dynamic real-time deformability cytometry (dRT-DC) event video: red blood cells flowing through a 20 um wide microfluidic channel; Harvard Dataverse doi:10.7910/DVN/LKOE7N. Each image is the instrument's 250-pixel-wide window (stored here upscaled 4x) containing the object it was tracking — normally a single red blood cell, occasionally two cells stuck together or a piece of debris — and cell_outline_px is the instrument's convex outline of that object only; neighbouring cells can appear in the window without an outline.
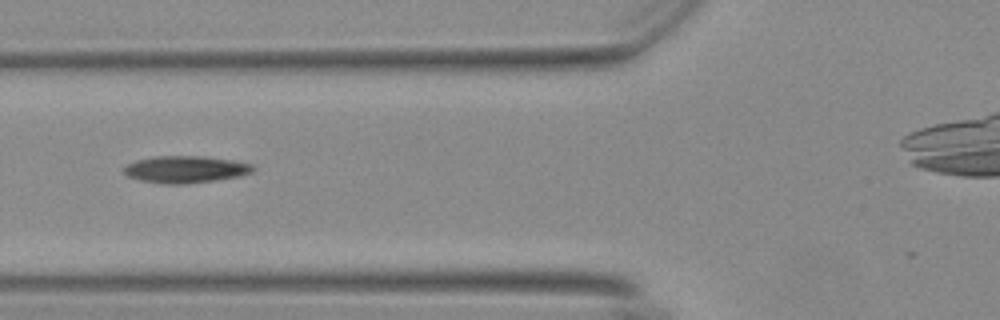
{"species": "Egyptian fruit bat (a non-hibernating species)", "species_latin": "Rousettus aegyptiacus", "temperature_condition": "warm", "stored_images_in_passage": 16, "camera_frame_rate_fps": 3000, "um_per_image_px": 0.085, "animal": {"sex": "female"}, "frame": {"image": 1, "passage_image": 7, "time_ms": 2.0, "image_size_px": [1000, 320], "cell_outline_px": [[256, 168], [252, 172], [236, 176], [216, 180], [184, 184], [164, 184], [140, 180], [128, 176], [124, 172], [124, 168], [128, 164], [136, 160], [152, 156], [204, 156], [232, 160], [252, 164]], "centroid_in_image_um": [15.76, 14.39], "position_along_channel_um": 110.0, "area_um2": 20.23}}
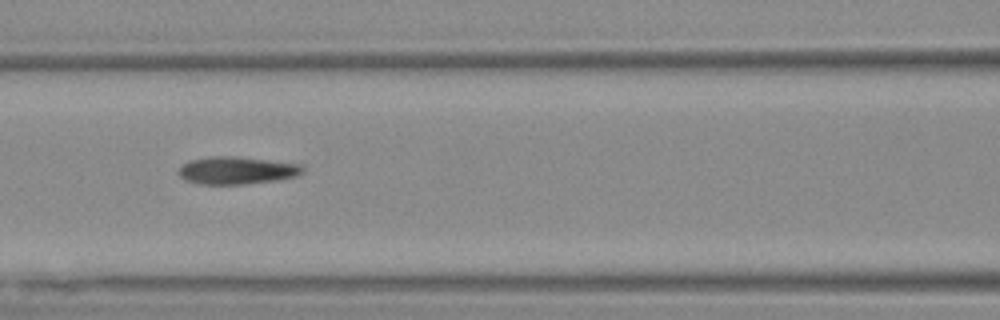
{"frame": {"image": 2, "passage_image": 10, "time_ms": 3.0, "image_size_px": [1000, 320], "cell_outline_px": [[304, 172], [296, 176], [272, 180], [244, 184], [200, 184], [184, 180], [180, 176], [180, 168], [184, 164], [192, 160], [208, 156], [236, 156], [304, 164]], "centroid_in_image_um": [20.16, 14.47], "position_along_channel_um": 146.4, "area_um2": 19.83}}